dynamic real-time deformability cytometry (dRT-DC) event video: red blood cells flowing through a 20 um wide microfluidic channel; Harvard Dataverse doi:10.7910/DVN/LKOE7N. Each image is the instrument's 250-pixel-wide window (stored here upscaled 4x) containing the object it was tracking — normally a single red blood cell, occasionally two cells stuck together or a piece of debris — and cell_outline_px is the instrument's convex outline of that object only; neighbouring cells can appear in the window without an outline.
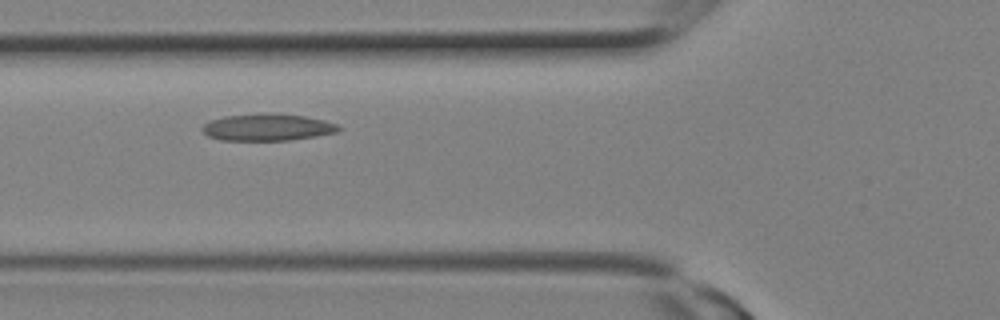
{"species": "Egyptian fruit bat (a non-hibernating species)", "species_latin": "Rousettus aegyptiacus", "temperature_condition": "room temperature", "stored_images_in_passage": 19, "segment_of_instrument_passage": [1, 2], "camera_frame_rate_fps": 3000, "um_per_image_px": 0.085, "animal": {"sex": "female"}, "frame": {"image": 1, "passage_image": 3, "time_ms": 0.667, "image_size_px": [1000, 320], "cell_outline_px": [[340, 128], [336, 132], [316, 136], [288, 140], [220, 140], [208, 136], [200, 128], [204, 124], [212, 120], [224, 116], [304, 116], [324, 120], [336, 124]], "centroid_in_image_um": [22.71, 10.87], "position_along_channel_um": 103.1, "area_um2": 20.17}}
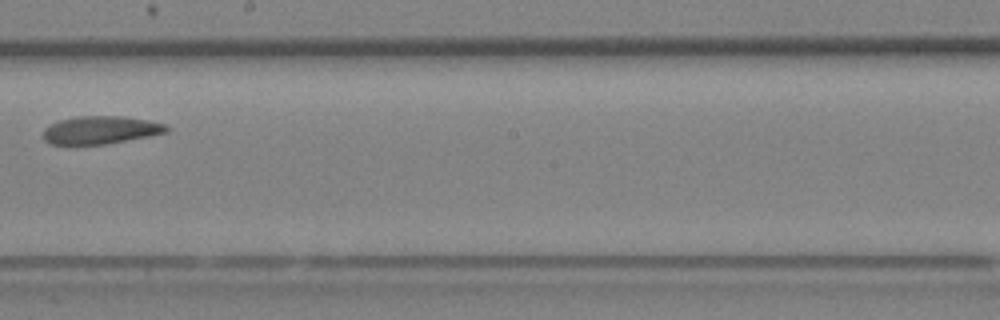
{"frame": {"image": 2, "passage_image": 8, "time_ms": 2.333, "image_size_px": [1000, 320], "cell_outline_px": [[168, 132], [148, 136], [104, 144], [52, 144], [44, 140], [44, 128], [60, 120], [76, 116], [120, 116], [148, 120], [164, 124], [168, 128]], "centroid_in_image_um": [8.54, 11.04], "position_along_channel_um": 239.7, "area_um2": 19.71}}
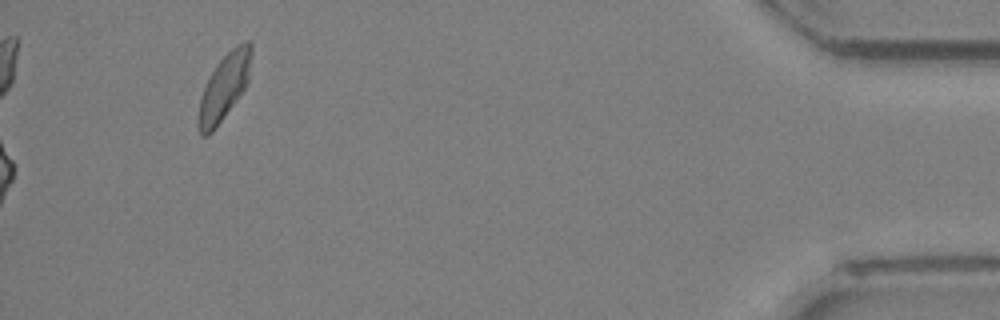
{"frame": {"image": 3, "passage_image": 17, "time_ms": 5.333, "image_size_px": [1000, 320], "cell_outline_px": [[252, 56], [248, 80], [244, 88], [212, 132], [208, 136], [200, 136], [196, 124], [200, 100], [204, 88], [216, 64], [236, 44], [244, 40], [252, 40]], "centroid_in_image_um": [19.05, 7.36], "position_along_channel_um": 416.1, "area_um2": 20.23}}